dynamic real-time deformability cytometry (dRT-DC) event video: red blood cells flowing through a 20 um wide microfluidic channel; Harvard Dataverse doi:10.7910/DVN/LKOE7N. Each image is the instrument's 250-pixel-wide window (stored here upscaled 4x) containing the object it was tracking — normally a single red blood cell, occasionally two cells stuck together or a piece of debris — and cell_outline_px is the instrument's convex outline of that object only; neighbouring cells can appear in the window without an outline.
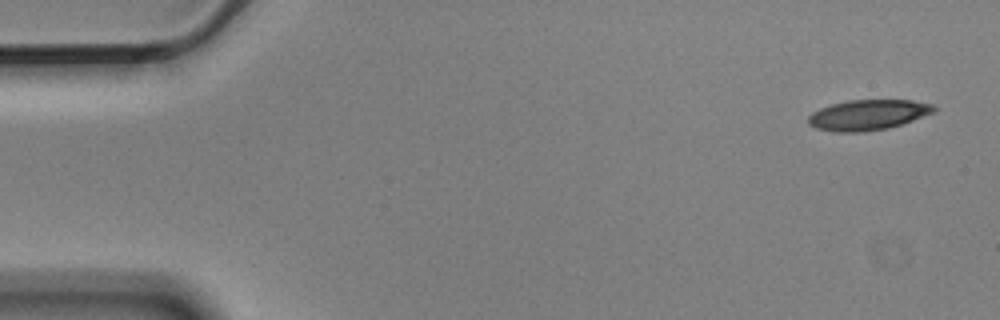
{"species": "Egyptian fruit bat (a non-hibernating species)", "species_latin": "Rousettus aegyptiacus", "temperature_condition": "cold", "stored_images_in_passage": 5, "camera_frame_rate_fps": 3000, "um_per_image_px": 0.085, "animal": {"sex": "male"}, "frame": {"image": 1, "passage_image": 1, "time_ms": 0.0, "image_size_px": [1000, 320], "cell_outline_px": [[936, 112], [888, 128], [864, 132], [836, 132], [816, 128], [808, 124], [808, 116], [812, 112], [820, 108], [832, 104], [848, 100], [912, 100], [932, 104], [936, 108]], "centroid_in_image_um": [73.77, 9.76], "position_along_channel_um": 11.2, "area_um2": 22.25}}
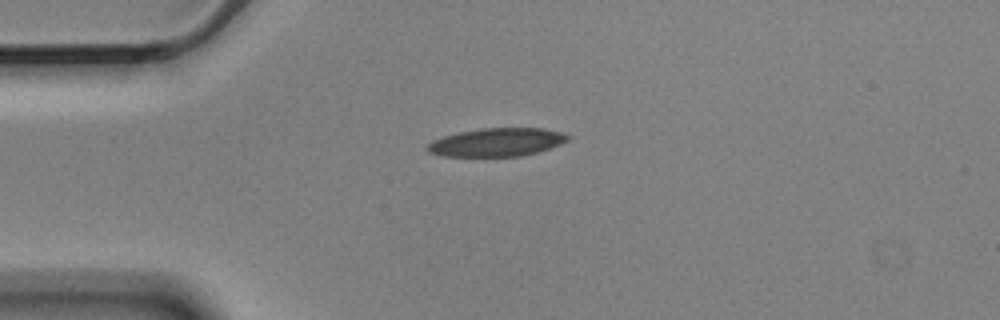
{"frame": {"image": 2, "passage_image": 4, "time_ms": 1.0, "image_size_px": [1000, 320], "cell_outline_px": [[572, 136], [568, 140], [560, 144], [536, 152], [520, 156], [444, 156], [428, 152], [424, 148], [432, 140], [444, 136], [460, 132], [484, 128], [544, 128], [560, 132]], "centroid_in_image_um": [42.21, 12.09], "position_along_channel_um": 42.8, "area_um2": 23.0}}